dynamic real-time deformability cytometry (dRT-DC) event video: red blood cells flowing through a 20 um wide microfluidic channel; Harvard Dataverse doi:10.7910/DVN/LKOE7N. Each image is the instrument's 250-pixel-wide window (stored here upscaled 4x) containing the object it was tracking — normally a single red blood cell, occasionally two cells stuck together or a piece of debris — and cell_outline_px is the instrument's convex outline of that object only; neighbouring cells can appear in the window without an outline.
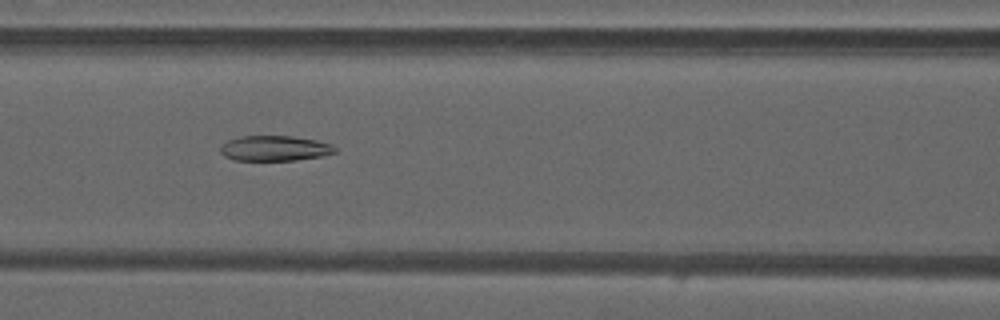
{"species": "common noctule bat (a hibernating species)", "species_latin": "Nyctalus noctula", "temperature_condition": "warm", "stored_images_in_passage": 46, "camera_frame_rate_fps": 3000, "um_per_image_px": 0.085, "animal": {"sex": "male", "forearm_length_mm": 52.5}, "frame": {"image": 1, "passage_image": 19, "time_ms": 6.0, "image_size_px": [1000, 320], "cell_outline_px": [[336, 152], [320, 156], [296, 160], [232, 160], [224, 156], [220, 152], [220, 148], [228, 140], [240, 136], [292, 136], [316, 140], [332, 144], [336, 148]], "centroid_in_image_um": [23.34, 12.6], "position_along_channel_um": 143.3, "area_um2": 16.82}}
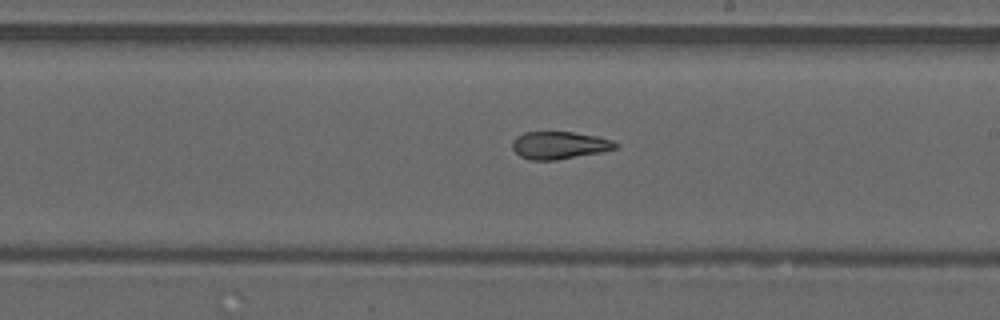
{"frame": {"image": 2, "passage_image": 26, "time_ms": 8.333, "image_size_px": [1000, 320], "cell_outline_px": [[620, 144], [616, 148], [600, 152], [556, 160], [532, 160], [520, 156], [512, 148], [512, 140], [516, 136], [524, 132], [572, 132], [596, 136], [612, 140]], "centroid_in_image_um": [47.53, 12.34], "position_along_channel_um": 241.5, "area_um2": 16.47}}
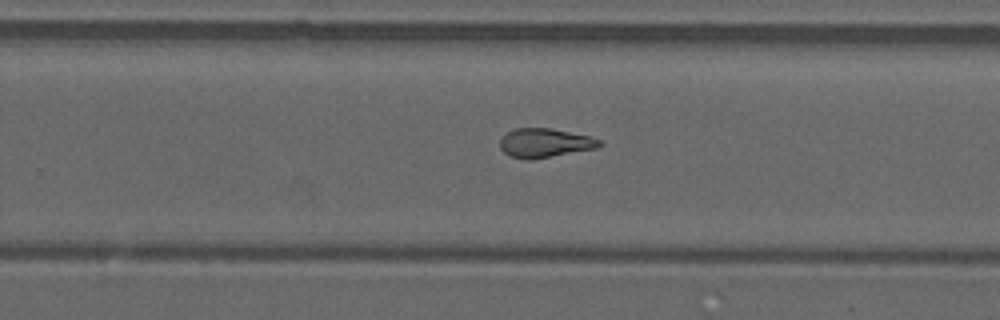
{"frame": {"image": 3, "passage_image": 29, "time_ms": 9.333, "image_size_px": [1000, 320], "cell_outline_px": [[604, 144], [596, 148], [528, 160], [508, 156], [500, 148], [500, 140], [508, 132], [516, 128], [552, 128], [588, 136], [600, 140]], "centroid_in_image_um": [46.29, 12.15], "position_along_channel_um": 283.5, "area_um2": 16.65}, "authors_computed_cell_mechanics": {"area_um2": 17.7446, "velocity_mm_per_s": 4.2234, "shape_relaxation_time_tau1_ms": null, "shape_relaxation_time_tau2_ms": 3.5556, "deformation_change_tau1": null, "deformation_change_tau2": 0.1032}}